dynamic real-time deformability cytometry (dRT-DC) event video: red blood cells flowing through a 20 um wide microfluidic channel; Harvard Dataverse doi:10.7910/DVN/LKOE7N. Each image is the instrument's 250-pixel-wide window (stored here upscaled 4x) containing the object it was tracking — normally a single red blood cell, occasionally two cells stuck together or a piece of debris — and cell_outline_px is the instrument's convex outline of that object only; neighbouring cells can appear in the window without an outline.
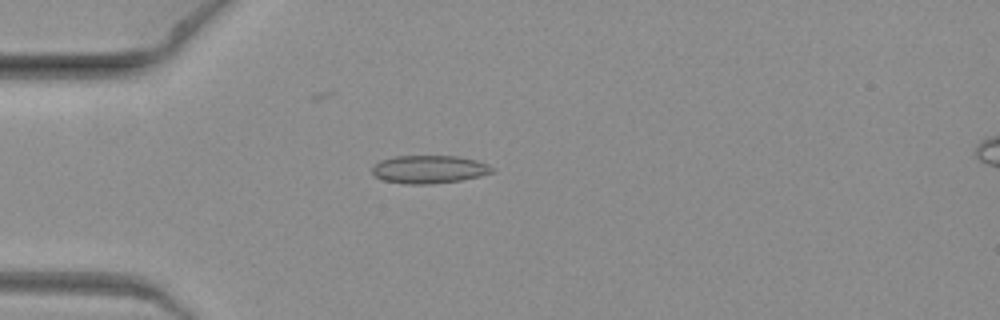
{"species": "common noctule bat (a hibernating species)", "species_latin": "Nyctalus noctula", "temperature_condition": "warm", "stored_images_in_passage": 8, "camera_frame_rate_fps": 3000, "um_per_image_px": 0.085, "animal": {"sex": "female", "body_mass_g": 19.3, "forearm_length_mm": 54.1}, "frame": {"image": 1, "passage_image": 6, "time_ms": 1.667, "image_size_px": [1000, 320], "cell_outline_px": [[496, 168], [492, 172], [480, 176], [460, 180], [432, 184], [404, 184], [384, 180], [376, 176], [372, 172], [372, 168], [380, 160], [396, 156], [456, 156], [476, 160]], "centroid_in_image_um": [36.48, 14.39], "position_along_channel_um": 48.5, "area_um2": 19.48}}
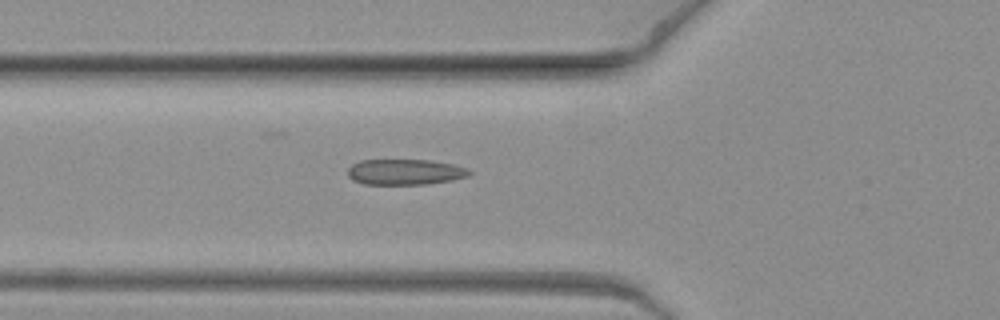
{"frame": {"image": 2, "passage_image": 8, "time_ms": 2.333, "image_size_px": [1000, 320], "cell_outline_px": [[472, 172], [468, 176], [452, 180], [428, 184], [364, 184], [352, 180], [348, 176], [348, 168], [352, 164], [360, 160], [432, 160], [452, 164], [468, 168]], "centroid_in_image_um": [34.43, 14.61], "position_along_channel_um": 91.4, "area_um2": 18.26}}